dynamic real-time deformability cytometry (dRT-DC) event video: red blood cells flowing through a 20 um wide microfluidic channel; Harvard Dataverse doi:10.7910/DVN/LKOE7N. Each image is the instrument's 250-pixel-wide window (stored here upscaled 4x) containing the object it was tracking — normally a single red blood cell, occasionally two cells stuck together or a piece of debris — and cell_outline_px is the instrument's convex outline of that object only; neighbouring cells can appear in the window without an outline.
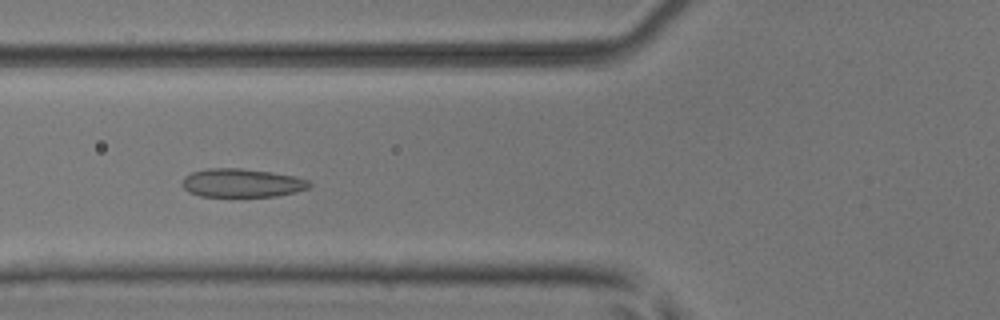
{"species": "common noctule bat (a hibernating species)", "species_latin": "Nyctalus noctula", "temperature_condition": "room temperature", "stored_images_in_passage": 53, "camera_frame_rate_fps": 3000, "um_per_image_px": 0.085, "animal": {"sex": "male", "body_mass_g": 17.9, "forearm_length_mm": 54.2}, "frame": {"image": 1, "passage_image": 20, "time_ms": 6.333, "image_size_px": [1000, 320], "cell_outline_px": [[312, 184], [308, 188], [296, 192], [276, 196], [240, 200], [200, 196], [188, 192], [180, 184], [184, 176], [192, 172], [208, 168], [240, 168], [268, 172], [292, 176], [308, 180]], "centroid_in_image_um": [20.5, 15.61], "position_along_channel_um": 105.3, "area_um2": 22.14}}
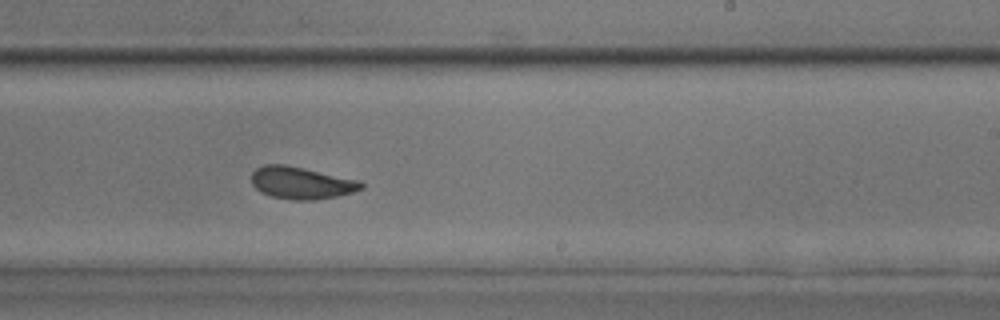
{"frame": {"image": 2, "passage_image": 32, "time_ms": 10.333, "image_size_px": [1000, 320], "cell_outline_px": [[364, 188], [352, 192], [336, 196], [316, 200], [292, 200], [272, 196], [260, 192], [252, 184], [252, 172], [256, 168], [264, 164], [284, 164], [304, 168], [360, 180], [364, 184]], "centroid_in_image_um": [25.61, 15.54], "position_along_channel_um": 263.4, "area_um2": 20.63}}
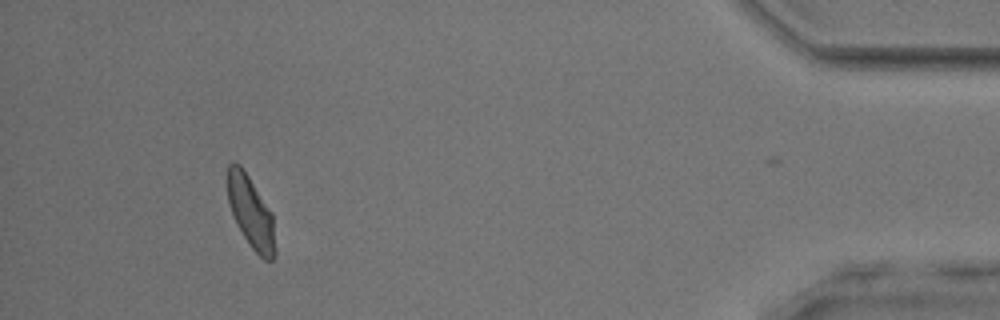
{"frame": {"image": 3, "passage_image": 48, "time_ms": 15.667, "image_size_px": [1000, 320], "cell_outline_px": [[276, 252], [272, 260], [264, 260], [252, 248], [244, 236], [232, 212], [228, 200], [228, 164], [240, 164], [272, 212], [276, 248]], "centroid_in_image_um": [21.36, 18.07], "position_along_channel_um": 413.8, "area_um2": 19.48}, "authors_computed_cell_mechanics": {"area_um2": 20.8658, "velocity_mm_per_s": 3.9688, "shape_relaxation_time_tau1_ms": 6.5276, "shape_relaxation_time_tau2_ms": 1.3072, "deformation_change_tau1": 0.1247, "deformation_change_tau2": 0.07}}